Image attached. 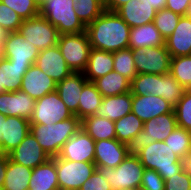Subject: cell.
I'll use <instances>...</instances> for the list:
<instances>
[{
	"label": "cell",
	"instance_id": "1",
	"mask_svg": "<svg viewBox=\"0 0 191 190\" xmlns=\"http://www.w3.org/2000/svg\"><path fill=\"white\" fill-rule=\"evenodd\" d=\"M130 29L116 12L105 10L86 26V34L91 48L113 53L129 48Z\"/></svg>",
	"mask_w": 191,
	"mask_h": 190
},
{
	"label": "cell",
	"instance_id": "2",
	"mask_svg": "<svg viewBox=\"0 0 191 190\" xmlns=\"http://www.w3.org/2000/svg\"><path fill=\"white\" fill-rule=\"evenodd\" d=\"M80 129L76 115L54 124H30V132L50 158L57 157L64 143Z\"/></svg>",
	"mask_w": 191,
	"mask_h": 190
},
{
	"label": "cell",
	"instance_id": "3",
	"mask_svg": "<svg viewBox=\"0 0 191 190\" xmlns=\"http://www.w3.org/2000/svg\"><path fill=\"white\" fill-rule=\"evenodd\" d=\"M73 5V0H44L39 5V14L57 28L59 35L84 32L86 26Z\"/></svg>",
	"mask_w": 191,
	"mask_h": 190
},
{
	"label": "cell",
	"instance_id": "4",
	"mask_svg": "<svg viewBox=\"0 0 191 190\" xmlns=\"http://www.w3.org/2000/svg\"><path fill=\"white\" fill-rule=\"evenodd\" d=\"M142 165L158 172L166 180L183 170L182 159L164 141H154L138 155Z\"/></svg>",
	"mask_w": 191,
	"mask_h": 190
},
{
	"label": "cell",
	"instance_id": "5",
	"mask_svg": "<svg viewBox=\"0 0 191 190\" xmlns=\"http://www.w3.org/2000/svg\"><path fill=\"white\" fill-rule=\"evenodd\" d=\"M177 126L174 110L144 122L143 130L127 144L128 154L138 156L143 148L152 142L165 141Z\"/></svg>",
	"mask_w": 191,
	"mask_h": 190
},
{
	"label": "cell",
	"instance_id": "6",
	"mask_svg": "<svg viewBox=\"0 0 191 190\" xmlns=\"http://www.w3.org/2000/svg\"><path fill=\"white\" fill-rule=\"evenodd\" d=\"M96 170L106 178L112 190H120L141 186L145 167L138 156L128 154L116 168L96 166Z\"/></svg>",
	"mask_w": 191,
	"mask_h": 190
},
{
	"label": "cell",
	"instance_id": "7",
	"mask_svg": "<svg viewBox=\"0 0 191 190\" xmlns=\"http://www.w3.org/2000/svg\"><path fill=\"white\" fill-rule=\"evenodd\" d=\"M57 46L69 68L74 73H83L91 51L86 31L59 35Z\"/></svg>",
	"mask_w": 191,
	"mask_h": 190
},
{
	"label": "cell",
	"instance_id": "8",
	"mask_svg": "<svg viewBox=\"0 0 191 190\" xmlns=\"http://www.w3.org/2000/svg\"><path fill=\"white\" fill-rule=\"evenodd\" d=\"M18 32L39 51L58 43L59 33L57 28L40 14L23 20Z\"/></svg>",
	"mask_w": 191,
	"mask_h": 190
},
{
	"label": "cell",
	"instance_id": "9",
	"mask_svg": "<svg viewBox=\"0 0 191 190\" xmlns=\"http://www.w3.org/2000/svg\"><path fill=\"white\" fill-rule=\"evenodd\" d=\"M96 170L94 162H76L56 157L59 190H78Z\"/></svg>",
	"mask_w": 191,
	"mask_h": 190
},
{
	"label": "cell",
	"instance_id": "10",
	"mask_svg": "<svg viewBox=\"0 0 191 190\" xmlns=\"http://www.w3.org/2000/svg\"><path fill=\"white\" fill-rule=\"evenodd\" d=\"M171 58L165 45L133 50L134 64L138 74H168Z\"/></svg>",
	"mask_w": 191,
	"mask_h": 190
},
{
	"label": "cell",
	"instance_id": "11",
	"mask_svg": "<svg viewBox=\"0 0 191 190\" xmlns=\"http://www.w3.org/2000/svg\"><path fill=\"white\" fill-rule=\"evenodd\" d=\"M56 91L44 95L35 102L30 124H54L72 117Z\"/></svg>",
	"mask_w": 191,
	"mask_h": 190
},
{
	"label": "cell",
	"instance_id": "12",
	"mask_svg": "<svg viewBox=\"0 0 191 190\" xmlns=\"http://www.w3.org/2000/svg\"><path fill=\"white\" fill-rule=\"evenodd\" d=\"M95 141L81 128L62 146L58 157L76 162H94Z\"/></svg>",
	"mask_w": 191,
	"mask_h": 190
},
{
	"label": "cell",
	"instance_id": "13",
	"mask_svg": "<svg viewBox=\"0 0 191 190\" xmlns=\"http://www.w3.org/2000/svg\"><path fill=\"white\" fill-rule=\"evenodd\" d=\"M8 156L11 161L31 169L50 159L31 132L15 149L8 153Z\"/></svg>",
	"mask_w": 191,
	"mask_h": 190
},
{
	"label": "cell",
	"instance_id": "14",
	"mask_svg": "<svg viewBox=\"0 0 191 190\" xmlns=\"http://www.w3.org/2000/svg\"><path fill=\"white\" fill-rule=\"evenodd\" d=\"M35 65L43 73L52 78L56 84L73 73L57 45L41 50Z\"/></svg>",
	"mask_w": 191,
	"mask_h": 190
},
{
	"label": "cell",
	"instance_id": "15",
	"mask_svg": "<svg viewBox=\"0 0 191 190\" xmlns=\"http://www.w3.org/2000/svg\"><path fill=\"white\" fill-rule=\"evenodd\" d=\"M6 59L11 64L32 65L35 64L39 50L27 42L18 32H10L5 44Z\"/></svg>",
	"mask_w": 191,
	"mask_h": 190
},
{
	"label": "cell",
	"instance_id": "16",
	"mask_svg": "<svg viewBox=\"0 0 191 190\" xmlns=\"http://www.w3.org/2000/svg\"><path fill=\"white\" fill-rule=\"evenodd\" d=\"M35 102V99L21 90L4 91L0 93V113L5 116L22 117L30 121Z\"/></svg>",
	"mask_w": 191,
	"mask_h": 190
},
{
	"label": "cell",
	"instance_id": "17",
	"mask_svg": "<svg viewBox=\"0 0 191 190\" xmlns=\"http://www.w3.org/2000/svg\"><path fill=\"white\" fill-rule=\"evenodd\" d=\"M128 155V145L116 138L95 141L96 166L116 168Z\"/></svg>",
	"mask_w": 191,
	"mask_h": 190
},
{
	"label": "cell",
	"instance_id": "18",
	"mask_svg": "<svg viewBox=\"0 0 191 190\" xmlns=\"http://www.w3.org/2000/svg\"><path fill=\"white\" fill-rule=\"evenodd\" d=\"M88 82L83 73H72L57 83L56 92L69 111L79 118V101L83 86Z\"/></svg>",
	"mask_w": 191,
	"mask_h": 190
},
{
	"label": "cell",
	"instance_id": "19",
	"mask_svg": "<svg viewBox=\"0 0 191 190\" xmlns=\"http://www.w3.org/2000/svg\"><path fill=\"white\" fill-rule=\"evenodd\" d=\"M174 107L162 97L155 95H132V113L143 122L159 115L171 113Z\"/></svg>",
	"mask_w": 191,
	"mask_h": 190
},
{
	"label": "cell",
	"instance_id": "20",
	"mask_svg": "<svg viewBox=\"0 0 191 190\" xmlns=\"http://www.w3.org/2000/svg\"><path fill=\"white\" fill-rule=\"evenodd\" d=\"M57 84L52 78L32 64L22 78L20 90L37 100L48 93L56 91Z\"/></svg>",
	"mask_w": 191,
	"mask_h": 190
},
{
	"label": "cell",
	"instance_id": "21",
	"mask_svg": "<svg viewBox=\"0 0 191 190\" xmlns=\"http://www.w3.org/2000/svg\"><path fill=\"white\" fill-rule=\"evenodd\" d=\"M115 12L132 28L153 22L157 10L146 1L130 0Z\"/></svg>",
	"mask_w": 191,
	"mask_h": 190
},
{
	"label": "cell",
	"instance_id": "22",
	"mask_svg": "<svg viewBox=\"0 0 191 190\" xmlns=\"http://www.w3.org/2000/svg\"><path fill=\"white\" fill-rule=\"evenodd\" d=\"M171 57L186 56L191 53V18L181 16L173 33L165 40Z\"/></svg>",
	"mask_w": 191,
	"mask_h": 190
},
{
	"label": "cell",
	"instance_id": "23",
	"mask_svg": "<svg viewBox=\"0 0 191 190\" xmlns=\"http://www.w3.org/2000/svg\"><path fill=\"white\" fill-rule=\"evenodd\" d=\"M30 132V121L18 116H6L2 133V153L15 149Z\"/></svg>",
	"mask_w": 191,
	"mask_h": 190
},
{
	"label": "cell",
	"instance_id": "24",
	"mask_svg": "<svg viewBox=\"0 0 191 190\" xmlns=\"http://www.w3.org/2000/svg\"><path fill=\"white\" fill-rule=\"evenodd\" d=\"M132 111V93L103 97L96 115L117 121Z\"/></svg>",
	"mask_w": 191,
	"mask_h": 190
},
{
	"label": "cell",
	"instance_id": "25",
	"mask_svg": "<svg viewBox=\"0 0 191 190\" xmlns=\"http://www.w3.org/2000/svg\"><path fill=\"white\" fill-rule=\"evenodd\" d=\"M29 190H59L56 157L35 167L29 181Z\"/></svg>",
	"mask_w": 191,
	"mask_h": 190
},
{
	"label": "cell",
	"instance_id": "26",
	"mask_svg": "<svg viewBox=\"0 0 191 190\" xmlns=\"http://www.w3.org/2000/svg\"><path fill=\"white\" fill-rule=\"evenodd\" d=\"M165 45V39L155 27L154 22L130 29L129 48L159 47Z\"/></svg>",
	"mask_w": 191,
	"mask_h": 190
},
{
	"label": "cell",
	"instance_id": "27",
	"mask_svg": "<svg viewBox=\"0 0 191 190\" xmlns=\"http://www.w3.org/2000/svg\"><path fill=\"white\" fill-rule=\"evenodd\" d=\"M114 70L113 53L91 48L87 67L83 74L89 82Z\"/></svg>",
	"mask_w": 191,
	"mask_h": 190
},
{
	"label": "cell",
	"instance_id": "28",
	"mask_svg": "<svg viewBox=\"0 0 191 190\" xmlns=\"http://www.w3.org/2000/svg\"><path fill=\"white\" fill-rule=\"evenodd\" d=\"M31 65L11 64L8 59L0 61V93L20 90L22 78Z\"/></svg>",
	"mask_w": 191,
	"mask_h": 190
},
{
	"label": "cell",
	"instance_id": "29",
	"mask_svg": "<svg viewBox=\"0 0 191 190\" xmlns=\"http://www.w3.org/2000/svg\"><path fill=\"white\" fill-rule=\"evenodd\" d=\"M81 128H83L94 141L116 138L115 122L96 114L81 120Z\"/></svg>",
	"mask_w": 191,
	"mask_h": 190
},
{
	"label": "cell",
	"instance_id": "30",
	"mask_svg": "<svg viewBox=\"0 0 191 190\" xmlns=\"http://www.w3.org/2000/svg\"><path fill=\"white\" fill-rule=\"evenodd\" d=\"M103 97L116 96L131 91V81L115 70L93 81Z\"/></svg>",
	"mask_w": 191,
	"mask_h": 190
},
{
	"label": "cell",
	"instance_id": "31",
	"mask_svg": "<svg viewBox=\"0 0 191 190\" xmlns=\"http://www.w3.org/2000/svg\"><path fill=\"white\" fill-rule=\"evenodd\" d=\"M33 169L8 159L3 190H29V181Z\"/></svg>",
	"mask_w": 191,
	"mask_h": 190
},
{
	"label": "cell",
	"instance_id": "32",
	"mask_svg": "<svg viewBox=\"0 0 191 190\" xmlns=\"http://www.w3.org/2000/svg\"><path fill=\"white\" fill-rule=\"evenodd\" d=\"M80 96L79 119L83 120L85 117L95 115L103 99V96L97 90L95 84L88 81L83 86Z\"/></svg>",
	"mask_w": 191,
	"mask_h": 190
},
{
	"label": "cell",
	"instance_id": "33",
	"mask_svg": "<svg viewBox=\"0 0 191 190\" xmlns=\"http://www.w3.org/2000/svg\"><path fill=\"white\" fill-rule=\"evenodd\" d=\"M144 122L135 114L128 113L115 121L116 139L128 144L139 132L143 130Z\"/></svg>",
	"mask_w": 191,
	"mask_h": 190
},
{
	"label": "cell",
	"instance_id": "34",
	"mask_svg": "<svg viewBox=\"0 0 191 190\" xmlns=\"http://www.w3.org/2000/svg\"><path fill=\"white\" fill-rule=\"evenodd\" d=\"M132 95H155L160 97V75L137 74L131 81Z\"/></svg>",
	"mask_w": 191,
	"mask_h": 190
},
{
	"label": "cell",
	"instance_id": "35",
	"mask_svg": "<svg viewBox=\"0 0 191 190\" xmlns=\"http://www.w3.org/2000/svg\"><path fill=\"white\" fill-rule=\"evenodd\" d=\"M73 8L77 17L87 26L104 11V3L100 0H73Z\"/></svg>",
	"mask_w": 191,
	"mask_h": 190
},
{
	"label": "cell",
	"instance_id": "36",
	"mask_svg": "<svg viewBox=\"0 0 191 190\" xmlns=\"http://www.w3.org/2000/svg\"><path fill=\"white\" fill-rule=\"evenodd\" d=\"M164 142L173 150L174 154L183 159L191 152V131L177 126Z\"/></svg>",
	"mask_w": 191,
	"mask_h": 190
},
{
	"label": "cell",
	"instance_id": "37",
	"mask_svg": "<svg viewBox=\"0 0 191 190\" xmlns=\"http://www.w3.org/2000/svg\"><path fill=\"white\" fill-rule=\"evenodd\" d=\"M170 74L186 90H191V56L171 58Z\"/></svg>",
	"mask_w": 191,
	"mask_h": 190
},
{
	"label": "cell",
	"instance_id": "38",
	"mask_svg": "<svg viewBox=\"0 0 191 190\" xmlns=\"http://www.w3.org/2000/svg\"><path fill=\"white\" fill-rule=\"evenodd\" d=\"M187 90L168 73L160 75V97L173 107L182 98Z\"/></svg>",
	"mask_w": 191,
	"mask_h": 190
},
{
	"label": "cell",
	"instance_id": "39",
	"mask_svg": "<svg viewBox=\"0 0 191 190\" xmlns=\"http://www.w3.org/2000/svg\"><path fill=\"white\" fill-rule=\"evenodd\" d=\"M114 70L132 81L138 74L133 59V50L126 48L113 52Z\"/></svg>",
	"mask_w": 191,
	"mask_h": 190
},
{
	"label": "cell",
	"instance_id": "40",
	"mask_svg": "<svg viewBox=\"0 0 191 190\" xmlns=\"http://www.w3.org/2000/svg\"><path fill=\"white\" fill-rule=\"evenodd\" d=\"M181 15L162 8L156 12L154 24L161 36L166 40L175 30Z\"/></svg>",
	"mask_w": 191,
	"mask_h": 190
},
{
	"label": "cell",
	"instance_id": "41",
	"mask_svg": "<svg viewBox=\"0 0 191 190\" xmlns=\"http://www.w3.org/2000/svg\"><path fill=\"white\" fill-rule=\"evenodd\" d=\"M178 127L191 131V90H187L174 106Z\"/></svg>",
	"mask_w": 191,
	"mask_h": 190
},
{
	"label": "cell",
	"instance_id": "42",
	"mask_svg": "<svg viewBox=\"0 0 191 190\" xmlns=\"http://www.w3.org/2000/svg\"><path fill=\"white\" fill-rule=\"evenodd\" d=\"M9 8L13 9L23 20L30 19L39 14L37 0H0Z\"/></svg>",
	"mask_w": 191,
	"mask_h": 190
},
{
	"label": "cell",
	"instance_id": "43",
	"mask_svg": "<svg viewBox=\"0 0 191 190\" xmlns=\"http://www.w3.org/2000/svg\"><path fill=\"white\" fill-rule=\"evenodd\" d=\"M23 19L11 8L0 1V25L9 32L19 30Z\"/></svg>",
	"mask_w": 191,
	"mask_h": 190
},
{
	"label": "cell",
	"instance_id": "44",
	"mask_svg": "<svg viewBox=\"0 0 191 190\" xmlns=\"http://www.w3.org/2000/svg\"><path fill=\"white\" fill-rule=\"evenodd\" d=\"M164 190H191V176L182 170L165 180Z\"/></svg>",
	"mask_w": 191,
	"mask_h": 190
},
{
	"label": "cell",
	"instance_id": "45",
	"mask_svg": "<svg viewBox=\"0 0 191 190\" xmlns=\"http://www.w3.org/2000/svg\"><path fill=\"white\" fill-rule=\"evenodd\" d=\"M141 186L146 190H164L165 180L155 170L145 168Z\"/></svg>",
	"mask_w": 191,
	"mask_h": 190
},
{
	"label": "cell",
	"instance_id": "46",
	"mask_svg": "<svg viewBox=\"0 0 191 190\" xmlns=\"http://www.w3.org/2000/svg\"><path fill=\"white\" fill-rule=\"evenodd\" d=\"M78 190H112L110 184L97 170L93 172L90 179L85 181Z\"/></svg>",
	"mask_w": 191,
	"mask_h": 190
},
{
	"label": "cell",
	"instance_id": "47",
	"mask_svg": "<svg viewBox=\"0 0 191 190\" xmlns=\"http://www.w3.org/2000/svg\"><path fill=\"white\" fill-rule=\"evenodd\" d=\"M189 7V0H166V9L181 16H185Z\"/></svg>",
	"mask_w": 191,
	"mask_h": 190
},
{
	"label": "cell",
	"instance_id": "48",
	"mask_svg": "<svg viewBox=\"0 0 191 190\" xmlns=\"http://www.w3.org/2000/svg\"><path fill=\"white\" fill-rule=\"evenodd\" d=\"M8 159H9L8 154L2 153L0 151V189L4 185Z\"/></svg>",
	"mask_w": 191,
	"mask_h": 190
},
{
	"label": "cell",
	"instance_id": "49",
	"mask_svg": "<svg viewBox=\"0 0 191 190\" xmlns=\"http://www.w3.org/2000/svg\"><path fill=\"white\" fill-rule=\"evenodd\" d=\"M9 33V31L5 30L0 25V61L6 59L5 44Z\"/></svg>",
	"mask_w": 191,
	"mask_h": 190
},
{
	"label": "cell",
	"instance_id": "50",
	"mask_svg": "<svg viewBox=\"0 0 191 190\" xmlns=\"http://www.w3.org/2000/svg\"><path fill=\"white\" fill-rule=\"evenodd\" d=\"M130 0H107L104 3V8L107 11L115 12L118 8H120L122 5L127 3Z\"/></svg>",
	"mask_w": 191,
	"mask_h": 190
},
{
	"label": "cell",
	"instance_id": "51",
	"mask_svg": "<svg viewBox=\"0 0 191 190\" xmlns=\"http://www.w3.org/2000/svg\"><path fill=\"white\" fill-rule=\"evenodd\" d=\"M151 4L157 11L166 7V0H140Z\"/></svg>",
	"mask_w": 191,
	"mask_h": 190
},
{
	"label": "cell",
	"instance_id": "52",
	"mask_svg": "<svg viewBox=\"0 0 191 190\" xmlns=\"http://www.w3.org/2000/svg\"><path fill=\"white\" fill-rule=\"evenodd\" d=\"M183 170L191 176V152L182 159Z\"/></svg>",
	"mask_w": 191,
	"mask_h": 190
},
{
	"label": "cell",
	"instance_id": "53",
	"mask_svg": "<svg viewBox=\"0 0 191 190\" xmlns=\"http://www.w3.org/2000/svg\"><path fill=\"white\" fill-rule=\"evenodd\" d=\"M4 120H6V116L0 113V151L2 152V133L4 128Z\"/></svg>",
	"mask_w": 191,
	"mask_h": 190
},
{
	"label": "cell",
	"instance_id": "54",
	"mask_svg": "<svg viewBox=\"0 0 191 190\" xmlns=\"http://www.w3.org/2000/svg\"><path fill=\"white\" fill-rule=\"evenodd\" d=\"M188 18H191V0H189V7L187 9L186 15Z\"/></svg>",
	"mask_w": 191,
	"mask_h": 190
},
{
	"label": "cell",
	"instance_id": "55",
	"mask_svg": "<svg viewBox=\"0 0 191 190\" xmlns=\"http://www.w3.org/2000/svg\"><path fill=\"white\" fill-rule=\"evenodd\" d=\"M120 190H136V188L129 187V188H123V189H120Z\"/></svg>",
	"mask_w": 191,
	"mask_h": 190
},
{
	"label": "cell",
	"instance_id": "56",
	"mask_svg": "<svg viewBox=\"0 0 191 190\" xmlns=\"http://www.w3.org/2000/svg\"><path fill=\"white\" fill-rule=\"evenodd\" d=\"M136 190H146L144 187H142V186H138L137 188H136Z\"/></svg>",
	"mask_w": 191,
	"mask_h": 190
},
{
	"label": "cell",
	"instance_id": "57",
	"mask_svg": "<svg viewBox=\"0 0 191 190\" xmlns=\"http://www.w3.org/2000/svg\"><path fill=\"white\" fill-rule=\"evenodd\" d=\"M38 1V3L40 4L41 2H43L44 0H37Z\"/></svg>",
	"mask_w": 191,
	"mask_h": 190
}]
</instances>
